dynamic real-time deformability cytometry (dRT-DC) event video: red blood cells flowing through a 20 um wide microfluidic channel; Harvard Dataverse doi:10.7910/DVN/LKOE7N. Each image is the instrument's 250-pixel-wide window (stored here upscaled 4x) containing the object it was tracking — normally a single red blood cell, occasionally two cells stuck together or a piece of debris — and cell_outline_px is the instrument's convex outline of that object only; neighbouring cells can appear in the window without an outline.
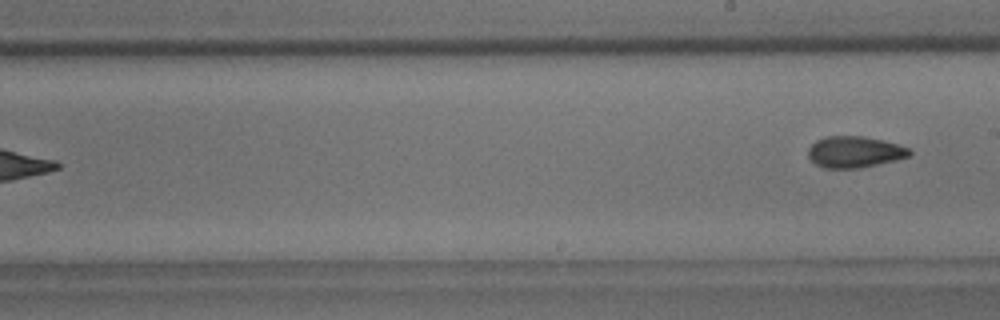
{"species": "common noctule bat (a hibernating species)", "species_latin": "Nyctalus noctula", "temperature_condition": "room temperature", "stored_images_in_passage": 9, "segment_of_instrument_passage": [2, 2], "camera_frame_rate_fps": 3000, "um_per_image_px": 0.085, "animal": {"sex": "male", "body_mass_g": 18.8}, "frame": {"image": 1, "passage_image": 9, "time_ms": 9.333, "image_size_px": [1000, 320], "cell_outline_px": [[912, 152], [908, 156], [896, 160], [860, 168], [824, 168], [816, 164], [808, 156], [808, 148], [816, 140], [824, 136], [864, 136], [884, 140], [908, 148]], "centroid_in_image_um": [72.62, 12.91], "position_along_channel_um": 216.4, "area_um2": 18.5}}